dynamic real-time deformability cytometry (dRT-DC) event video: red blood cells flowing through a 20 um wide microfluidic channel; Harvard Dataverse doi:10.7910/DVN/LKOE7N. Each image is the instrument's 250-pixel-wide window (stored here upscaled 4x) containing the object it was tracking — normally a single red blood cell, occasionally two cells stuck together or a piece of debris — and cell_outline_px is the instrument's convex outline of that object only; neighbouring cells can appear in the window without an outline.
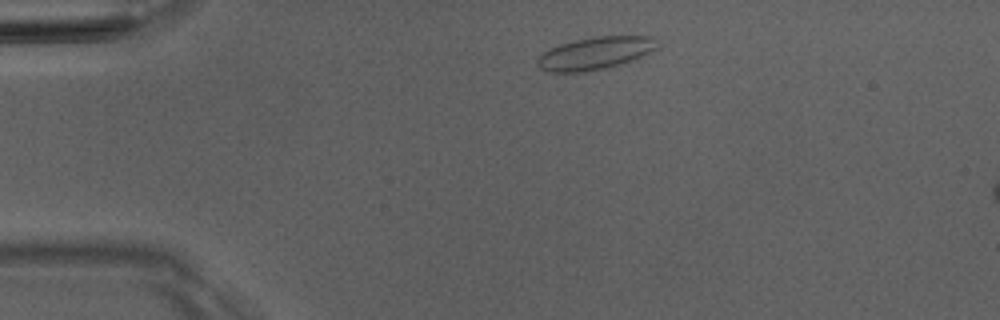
{"species": "Egyptian fruit bat (a non-hibernating species)", "species_latin": "Rousettus aegyptiacus", "temperature_condition": "room temperature", "stored_images_in_passage": 4, "camera_frame_rate_fps": 3000, "um_per_image_px": 0.085, "animal": {"sex": "male"}, "frame": {"image": 1, "passage_image": 2, "time_ms": 1.0, "image_size_px": [1000, 320], "cell_outline_px": [[656, 48], [640, 56], [620, 64], [604, 68], [580, 72], [552, 72], [540, 68], [536, 64], [536, 60], [544, 52], [560, 44], [592, 36], [656, 36]], "centroid_in_image_um": [50.57, 4.51], "position_along_channel_um": 34.4, "area_um2": 22.31}}